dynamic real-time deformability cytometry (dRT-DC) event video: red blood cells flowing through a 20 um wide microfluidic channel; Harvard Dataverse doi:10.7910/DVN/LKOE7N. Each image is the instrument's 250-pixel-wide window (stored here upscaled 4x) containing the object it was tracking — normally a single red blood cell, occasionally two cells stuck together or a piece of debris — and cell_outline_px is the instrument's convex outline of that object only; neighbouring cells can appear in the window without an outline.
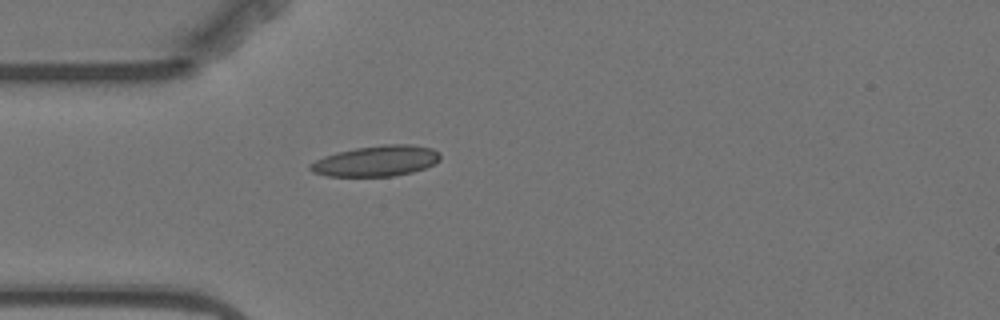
{"species": "Egyptian fruit bat (a non-hibernating species)", "species_latin": "Rousettus aegyptiacus", "temperature_condition": "warm", "stored_images_in_passage": 1, "camera_frame_rate_fps": 3000, "um_per_image_px": 0.085, "animal": {"sex": "female"}, "frame": {"image": 1, "passage_image": 1, "time_ms": 0.0, "image_size_px": [1000, 320], "cell_outline_px": [[440, 160], [424, 168], [412, 172], [392, 176], [328, 176], [312, 172], [308, 168], [308, 164], [324, 156], [336, 152], [356, 148], [384, 144], [412, 144], [432, 148], [440, 152]], "centroid_in_image_um": [31.97, 13.67], "position_along_channel_um": 53.0, "area_um2": 23.29}}